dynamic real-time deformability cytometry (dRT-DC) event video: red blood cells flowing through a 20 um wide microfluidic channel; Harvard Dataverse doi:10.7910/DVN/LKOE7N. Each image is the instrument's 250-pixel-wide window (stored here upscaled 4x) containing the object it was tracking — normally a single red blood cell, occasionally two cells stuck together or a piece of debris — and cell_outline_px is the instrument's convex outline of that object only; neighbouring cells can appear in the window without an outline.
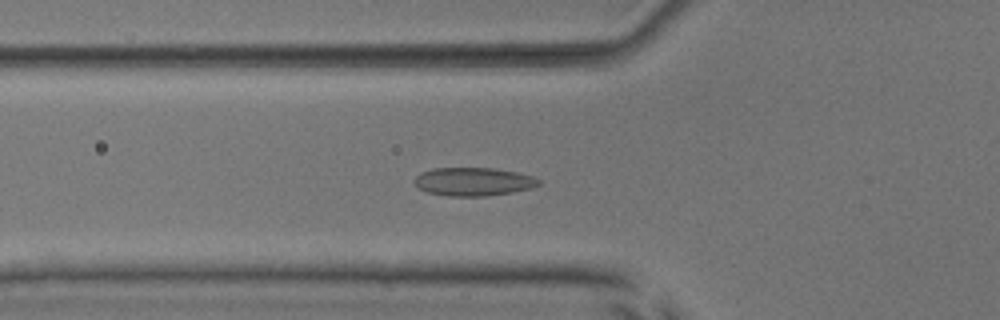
{"species": "common noctule bat (a hibernating species)", "species_latin": "Nyctalus noctula", "temperature_condition": "room temperature", "stored_images_in_passage": 44, "camera_frame_rate_fps": 3000, "um_per_image_px": 0.085, "animal": {"sex": "male", "body_mass_g": 17.9, "forearm_length_mm": 54.2}, "frame": {"image": 1, "passage_image": 11, "time_ms": 3.333, "image_size_px": [1000, 320], "cell_outline_px": [[540, 184], [532, 188], [512, 192], [484, 196], [448, 196], [428, 192], [416, 188], [412, 180], [420, 172], [432, 168], [492, 168], [516, 172], [532, 176], [540, 180]], "centroid_in_image_um": [40.18, 15.44], "position_along_channel_um": 85.6, "area_um2": 20.63}}
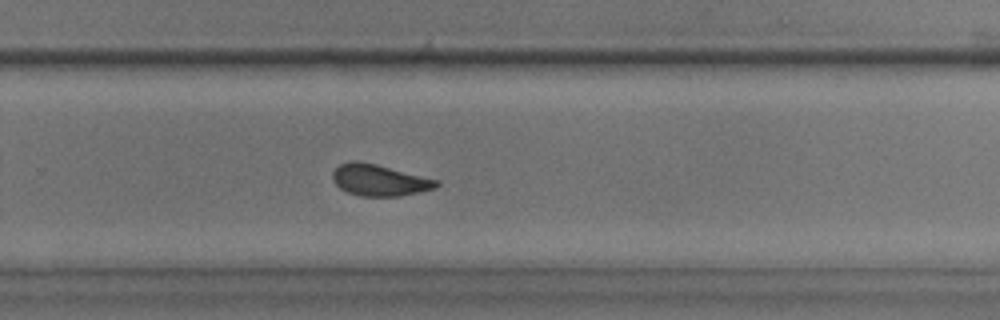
{"frame": {"image": 2, "passage_image": 27, "time_ms": 8.667, "image_size_px": [1000, 320], "cell_outline_px": [[440, 184], [436, 188], [400, 196], [360, 196], [348, 192], [340, 188], [332, 180], [332, 172], [340, 164], [352, 160], [360, 160], [440, 180]], "centroid_in_image_um": [32.25, 15.3], "position_along_channel_um": 297.6, "area_um2": 19.13}}
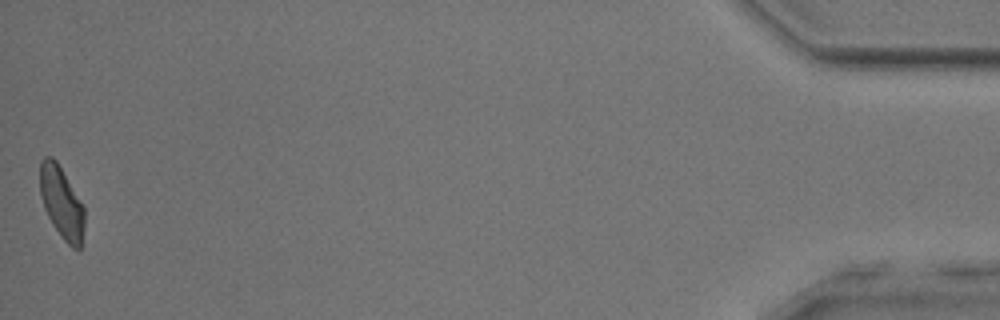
{"frame": {"image": 3, "passage_image": 44, "time_ms": 14.333, "image_size_px": [1000, 320], "cell_outline_px": [[84, 228], [80, 248], [72, 248], [60, 236], [52, 224], [44, 208], [40, 196], [40, 160], [44, 156], [52, 156], [56, 160], [84, 204]], "centroid_in_image_um": [5.23, 17.2], "position_along_channel_um": 430.0, "area_um2": 18.84}, "authors_computed_cell_mechanics": {"area_um2": 19.3052, "velocity_mm_per_s": 3.9798, "shape_relaxation_time_tau1_ms": 2.7987, "shape_relaxation_time_tau2_ms": 1.2496, "deformation_change_tau1": 0.0887, "deformation_change_tau2": 0.0602}}